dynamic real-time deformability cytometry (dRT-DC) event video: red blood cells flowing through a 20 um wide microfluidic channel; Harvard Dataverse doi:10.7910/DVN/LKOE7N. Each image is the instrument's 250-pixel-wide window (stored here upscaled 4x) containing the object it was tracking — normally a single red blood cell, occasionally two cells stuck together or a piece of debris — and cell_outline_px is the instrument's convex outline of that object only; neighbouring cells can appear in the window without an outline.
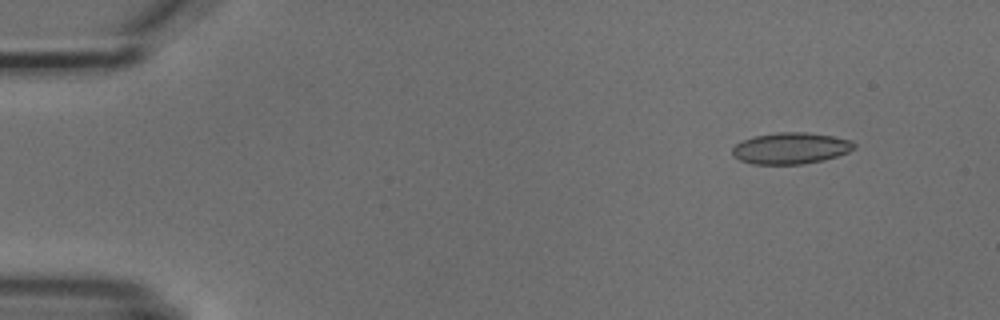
{"species": "common noctule bat (a hibernating species)", "species_latin": "Nyctalus noctula", "temperature_condition": "cold", "stored_images_in_passage": 5, "camera_frame_rate_fps": 3000, "um_per_image_px": 0.085, "animal": {"sex": "male", "body_mass_g": 18.8}, "frame": {"image": 1, "passage_image": 2, "time_ms": 1.333, "image_size_px": [1000, 320], "cell_outline_px": [[856, 148], [848, 152], [824, 160], [804, 164], [752, 164], [740, 160], [732, 156], [732, 148], [736, 144], [752, 136], [776, 132], [808, 132], [832, 136], [852, 140], [856, 144]], "centroid_in_image_um": [67.22, 12.6], "position_along_channel_um": 17.8, "area_um2": 22.48}}
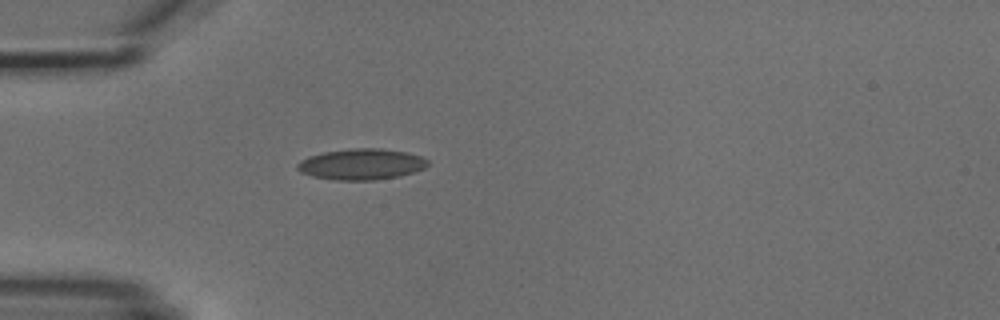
{"frame": {"image": 2, "passage_image": 5, "time_ms": 4.667, "image_size_px": [1000, 320], "cell_outline_px": [[428, 164], [424, 168], [400, 176], [372, 180], [336, 180], [312, 176], [300, 172], [296, 168], [296, 164], [300, 160], [308, 156], [324, 152], [348, 148], [380, 148], [408, 152], [420, 156], [428, 160]], "centroid_in_image_um": [30.69, 13.95], "position_along_channel_um": 54.3, "area_um2": 23.64}}